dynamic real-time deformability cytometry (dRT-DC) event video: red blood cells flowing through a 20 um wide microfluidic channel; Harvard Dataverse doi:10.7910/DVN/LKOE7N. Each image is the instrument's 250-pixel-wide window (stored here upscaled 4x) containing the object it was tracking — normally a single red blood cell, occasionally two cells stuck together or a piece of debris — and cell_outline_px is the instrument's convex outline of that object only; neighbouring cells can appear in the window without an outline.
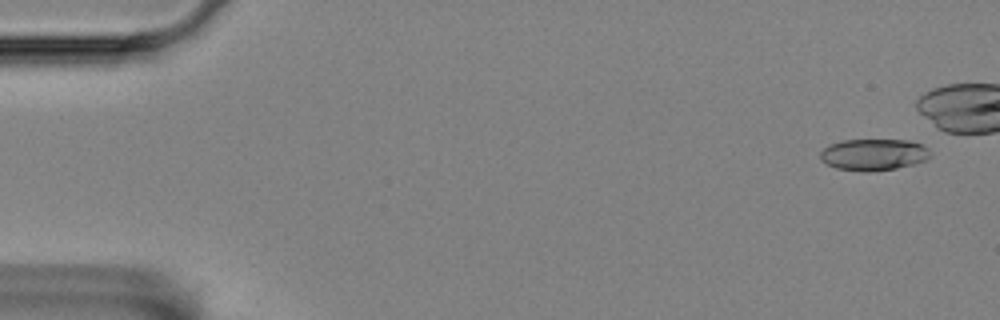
{"species": "Egyptian fruit bat (a non-hibernating species)", "species_latin": "Rousettus aegyptiacus", "temperature_condition": "room temperature", "stored_images_in_passage": 29, "camera_frame_rate_fps": 3000, "um_per_image_px": 0.085, "animal": {"sex": "female"}, "frame": {"image": 1, "passage_image": 3, "time_ms": 0.667, "image_size_px": [1000, 320], "cell_outline_px": [[932, 156], [924, 160], [912, 164], [896, 168], [872, 172], [864, 172], [836, 168], [820, 160], [820, 152], [824, 148], [832, 144], [844, 140], [912, 140], [928, 148]], "centroid_in_image_um": [74.27, 13.14], "position_along_channel_um": 10.7, "area_um2": 20.23}}
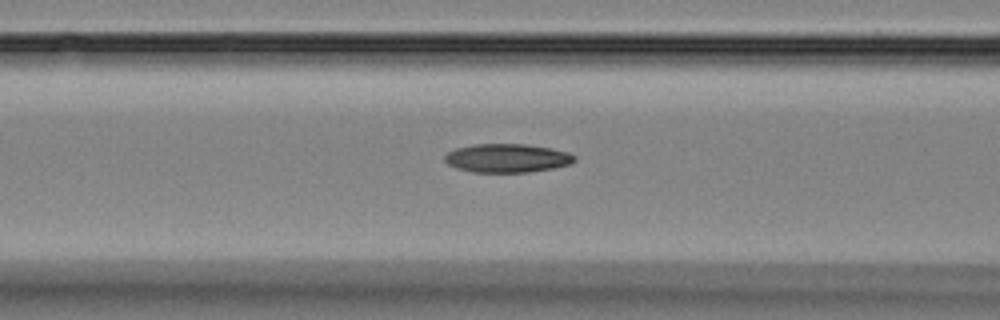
{"frame": {"image": 2, "passage_image": 23, "time_ms": 7.333, "image_size_px": [1000, 320], "cell_outline_px": [[576, 160], [572, 164], [552, 168], [528, 172], [472, 172], [456, 168], [448, 164], [444, 160], [444, 156], [448, 152], [456, 148], [472, 144], [524, 144], [548, 148], [568, 152], [576, 156]], "centroid_in_image_um": [43.09, 13.44], "position_along_channel_um": 123.5, "area_um2": 21.68}}
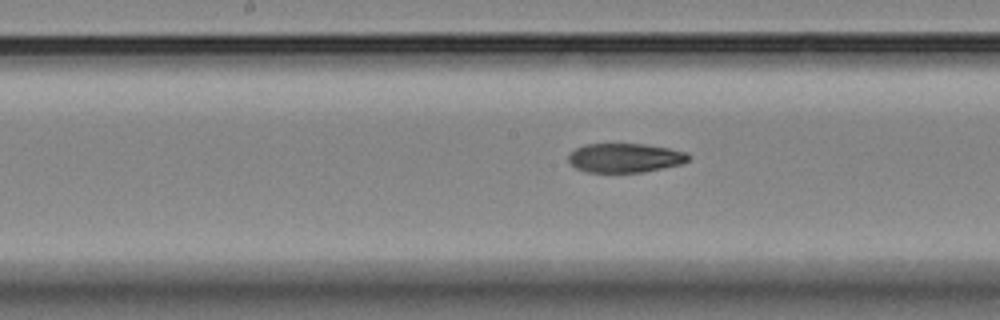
{"frame": {"image": 3, "passage_image": 29, "time_ms": 9.333, "image_size_px": [1000, 320], "cell_outline_px": [[688, 160], [680, 164], [640, 172], [588, 172], [576, 168], [568, 160], [568, 156], [576, 148], [584, 144], [644, 144], [668, 148], [688, 152]], "centroid_in_image_um": [53.1, 13.41], "position_along_channel_um": 195.1, "area_um2": 20.11}}